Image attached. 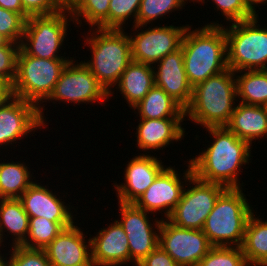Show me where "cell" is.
Returning a JSON list of instances; mask_svg holds the SVG:
<instances>
[{
	"mask_svg": "<svg viewBox=\"0 0 267 266\" xmlns=\"http://www.w3.org/2000/svg\"><path fill=\"white\" fill-rule=\"evenodd\" d=\"M213 138L207 149L202 150L195 158H190L193 175L204 182L216 183L225 188H242L239 172L241 166L249 164L251 146L238 138L226 127H209Z\"/></svg>",
	"mask_w": 267,
	"mask_h": 266,
	"instance_id": "cell-1",
	"label": "cell"
},
{
	"mask_svg": "<svg viewBox=\"0 0 267 266\" xmlns=\"http://www.w3.org/2000/svg\"><path fill=\"white\" fill-rule=\"evenodd\" d=\"M223 24L210 22L191 30L188 25L181 47L187 79L192 87L228 68Z\"/></svg>",
	"mask_w": 267,
	"mask_h": 266,
	"instance_id": "cell-2",
	"label": "cell"
},
{
	"mask_svg": "<svg viewBox=\"0 0 267 266\" xmlns=\"http://www.w3.org/2000/svg\"><path fill=\"white\" fill-rule=\"evenodd\" d=\"M236 74L230 68L193 87L185 117L204 128L225 127L237 102Z\"/></svg>",
	"mask_w": 267,
	"mask_h": 266,
	"instance_id": "cell-3",
	"label": "cell"
},
{
	"mask_svg": "<svg viewBox=\"0 0 267 266\" xmlns=\"http://www.w3.org/2000/svg\"><path fill=\"white\" fill-rule=\"evenodd\" d=\"M91 29L84 44L90 47L92 58L83 63L112 97L111 88L116 87L132 61L130 38L124 29Z\"/></svg>",
	"mask_w": 267,
	"mask_h": 266,
	"instance_id": "cell-4",
	"label": "cell"
},
{
	"mask_svg": "<svg viewBox=\"0 0 267 266\" xmlns=\"http://www.w3.org/2000/svg\"><path fill=\"white\" fill-rule=\"evenodd\" d=\"M242 190L227 188L207 216L202 231L212 246H242L246 225L253 213Z\"/></svg>",
	"mask_w": 267,
	"mask_h": 266,
	"instance_id": "cell-5",
	"label": "cell"
},
{
	"mask_svg": "<svg viewBox=\"0 0 267 266\" xmlns=\"http://www.w3.org/2000/svg\"><path fill=\"white\" fill-rule=\"evenodd\" d=\"M67 58L41 59L27 55L21 48L19 50L16 77L11 86L12 96L34 103L39 108V116L44 125H46L43 111L45 106L42 102L52 94L63 69L72 59V57Z\"/></svg>",
	"mask_w": 267,
	"mask_h": 266,
	"instance_id": "cell-6",
	"label": "cell"
},
{
	"mask_svg": "<svg viewBox=\"0 0 267 266\" xmlns=\"http://www.w3.org/2000/svg\"><path fill=\"white\" fill-rule=\"evenodd\" d=\"M252 19L223 26L227 40V64L234 72L267 70V28Z\"/></svg>",
	"mask_w": 267,
	"mask_h": 266,
	"instance_id": "cell-7",
	"label": "cell"
},
{
	"mask_svg": "<svg viewBox=\"0 0 267 266\" xmlns=\"http://www.w3.org/2000/svg\"><path fill=\"white\" fill-rule=\"evenodd\" d=\"M70 21L74 23L69 9L49 15L29 16L20 48L27 55L41 59H67L60 54L58 56V53L61 46L64 47Z\"/></svg>",
	"mask_w": 267,
	"mask_h": 266,
	"instance_id": "cell-8",
	"label": "cell"
},
{
	"mask_svg": "<svg viewBox=\"0 0 267 266\" xmlns=\"http://www.w3.org/2000/svg\"><path fill=\"white\" fill-rule=\"evenodd\" d=\"M188 182L190 186L185 185L180 201L167 220L180 228L202 230L218 197L227 188L220 184L204 182L194 175Z\"/></svg>",
	"mask_w": 267,
	"mask_h": 266,
	"instance_id": "cell-9",
	"label": "cell"
},
{
	"mask_svg": "<svg viewBox=\"0 0 267 266\" xmlns=\"http://www.w3.org/2000/svg\"><path fill=\"white\" fill-rule=\"evenodd\" d=\"M109 93L98 82L90 69L83 63L71 59L63 69L55 88L45 101H60L79 103H94L106 101Z\"/></svg>",
	"mask_w": 267,
	"mask_h": 266,
	"instance_id": "cell-10",
	"label": "cell"
},
{
	"mask_svg": "<svg viewBox=\"0 0 267 266\" xmlns=\"http://www.w3.org/2000/svg\"><path fill=\"white\" fill-rule=\"evenodd\" d=\"M187 26H154L146 28L147 25H133V35H128L131 43L132 60L149 65L159 62L166 55L176 51L181 47L183 35ZM140 28H143L140 30ZM138 29V30H137ZM138 31V33H137ZM141 31V32H139Z\"/></svg>",
	"mask_w": 267,
	"mask_h": 266,
	"instance_id": "cell-11",
	"label": "cell"
},
{
	"mask_svg": "<svg viewBox=\"0 0 267 266\" xmlns=\"http://www.w3.org/2000/svg\"><path fill=\"white\" fill-rule=\"evenodd\" d=\"M158 246L179 266H197L213 247L202 230L180 228L163 218Z\"/></svg>",
	"mask_w": 267,
	"mask_h": 266,
	"instance_id": "cell-12",
	"label": "cell"
},
{
	"mask_svg": "<svg viewBox=\"0 0 267 266\" xmlns=\"http://www.w3.org/2000/svg\"><path fill=\"white\" fill-rule=\"evenodd\" d=\"M118 203L121 221H117L122 226L129 241L130 262L137 266L159 245L162 218L154 219V226L147 215L150 214L149 212L138 208L134 203Z\"/></svg>",
	"mask_w": 267,
	"mask_h": 266,
	"instance_id": "cell-13",
	"label": "cell"
},
{
	"mask_svg": "<svg viewBox=\"0 0 267 266\" xmlns=\"http://www.w3.org/2000/svg\"><path fill=\"white\" fill-rule=\"evenodd\" d=\"M187 162L188 169L184 170L183 178H180L182 175L175 168L166 166L134 204L151 214L164 212L166 220L180 201L184 184L187 182L188 185V180L193 175L191 164Z\"/></svg>",
	"mask_w": 267,
	"mask_h": 266,
	"instance_id": "cell-14",
	"label": "cell"
},
{
	"mask_svg": "<svg viewBox=\"0 0 267 266\" xmlns=\"http://www.w3.org/2000/svg\"><path fill=\"white\" fill-rule=\"evenodd\" d=\"M44 126L34 103L12 96L0 107V148L16 144Z\"/></svg>",
	"mask_w": 267,
	"mask_h": 266,
	"instance_id": "cell-15",
	"label": "cell"
},
{
	"mask_svg": "<svg viewBox=\"0 0 267 266\" xmlns=\"http://www.w3.org/2000/svg\"><path fill=\"white\" fill-rule=\"evenodd\" d=\"M75 223L64 228L43 249L51 266H93L91 235L88 241L85 240V234Z\"/></svg>",
	"mask_w": 267,
	"mask_h": 266,
	"instance_id": "cell-16",
	"label": "cell"
},
{
	"mask_svg": "<svg viewBox=\"0 0 267 266\" xmlns=\"http://www.w3.org/2000/svg\"><path fill=\"white\" fill-rule=\"evenodd\" d=\"M164 168L162 160L147 153L132 158L124 170L125 183L114 184L118 201L135 203Z\"/></svg>",
	"mask_w": 267,
	"mask_h": 266,
	"instance_id": "cell-17",
	"label": "cell"
},
{
	"mask_svg": "<svg viewBox=\"0 0 267 266\" xmlns=\"http://www.w3.org/2000/svg\"><path fill=\"white\" fill-rule=\"evenodd\" d=\"M156 64L157 67L153 66L155 85L162 88L185 110L191 103L193 87L186 76L182 47L154 65Z\"/></svg>",
	"mask_w": 267,
	"mask_h": 266,
	"instance_id": "cell-18",
	"label": "cell"
},
{
	"mask_svg": "<svg viewBox=\"0 0 267 266\" xmlns=\"http://www.w3.org/2000/svg\"><path fill=\"white\" fill-rule=\"evenodd\" d=\"M91 251L93 266L130 264L129 241L117 220L91 238Z\"/></svg>",
	"mask_w": 267,
	"mask_h": 266,
	"instance_id": "cell-19",
	"label": "cell"
},
{
	"mask_svg": "<svg viewBox=\"0 0 267 266\" xmlns=\"http://www.w3.org/2000/svg\"><path fill=\"white\" fill-rule=\"evenodd\" d=\"M36 181L20 196L25 212L29 217H44L53 222H74L70 205Z\"/></svg>",
	"mask_w": 267,
	"mask_h": 266,
	"instance_id": "cell-20",
	"label": "cell"
},
{
	"mask_svg": "<svg viewBox=\"0 0 267 266\" xmlns=\"http://www.w3.org/2000/svg\"><path fill=\"white\" fill-rule=\"evenodd\" d=\"M136 126L137 147L140 150H163L173 141H181L185 128L181 123L186 118L143 119Z\"/></svg>",
	"mask_w": 267,
	"mask_h": 266,
	"instance_id": "cell-21",
	"label": "cell"
},
{
	"mask_svg": "<svg viewBox=\"0 0 267 266\" xmlns=\"http://www.w3.org/2000/svg\"><path fill=\"white\" fill-rule=\"evenodd\" d=\"M225 127L252 146V141L267 136V111L264 106L239 102Z\"/></svg>",
	"mask_w": 267,
	"mask_h": 266,
	"instance_id": "cell-22",
	"label": "cell"
},
{
	"mask_svg": "<svg viewBox=\"0 0 267 266\" xmlns=\"http://www.w3.org/2000/svg\"><path fill=\"white\" fill-rule=\"evenodd\" d=\"M155 85L153 65L131 61L116 86L130 108L141 101Z\"/></svg>",
	"mask_w": 267,
	"mask_h": 266,
	"instance_id": "cell-23",
	"label": "cell"
},
{
	"mask_svg": "<svg viewBox=\"0 0 267 266\" xmlns=\"http://www.w3.org/2000/svg\"><path fill=\"white\" fill-rule=\"evenodd\" d=\"M7 231L13 236L12 246H20L28 235L29 215L19 198L0 199V247Z\"/></svg>",
	"mask_w": 267,
	"mask_h": 266,
	"instance_id": "cell-24",
	"label": "cell"
},
{
	"mask_svg": "<svg viewBox=\"0 0 267 266\" xmlns=\"http://www.w3.org/2000/svg\"><path fill=\"white\" fill-rule=\"evenodd\" d=\"M132 110L143 119L185 118V110L162 88L154 85Z\"/></svg>",
	"mask_w": 267,
	"mask_h": 266,
	"instance_id": "cell-25",
	"label": "cell"
},
{
	"mask_svg": "<svg viewBox=\"0 0 267 266\" xmlns=\"http://www.w3.org/2000/svg\"><path fill=\"white\" fill-rule=\"evenodd\" d=\"M251 214L241 246L249 266H267V220Z\"/></svg>",
	"mask_w": 267,
	"mask_h": 266,
	"instance_id": "cell-26",
	"label": "cell"
},
{
	"mask_svg": "<svg viewBox=\"0 0 267 266\" xmlns=\"http://www.w3.org/2000/svg\"><path fill=\"white\" fill-rule=\"evenodd\" d=\"M235 74L237 101L241 99L239 102L247 105L267 104V70H243Z\"/></svg>",
	"mask_w": 267,
	"mask_h": 266,
	"instance_id": "cell-27",
	"label": "cell"
},
{
	"mask_svg": "<svg viewBox=\"0 0 267 266\" xmlns=\"http://www.w3.org/2000/svg\"><path fill=\"white\" fill-rule=\"evenodd\" d=\"M26 163L21 161L0 163V199L20 198L34 182Z\"/></svg>",
	"mask_w": 267,
	"mask_h": 266,
	"instance_id": "cell-28",
	"label": "cell"
},
{
	"mask_svg": "<svg viewBox=\"0 0 267 266\" xmlns=\"http://www.w3.org/2000/svg\"><path fill=\"white\" fill-rule=\"evenodd\" d=\"M74 222H53L44 217H29V231L20 245L29 249H44L59 233Z\"/></svg>",
	"mask_w": 267,
	"mask_h": 266,
	"instance_id": "cell-29",
	"label": "cell"
},
{
	"mask_svg": "<svg viewBox=\"0 0 267 266\" xmlns=\"http://www.w3.org/2000/svg\"><path fill=\"white\" fill-rule=\"evenodd\" d=\"M109 4L110 0H78L70 9L74 23L81 26L85 19L83 22H87L90 28L108 29Z\"/></svg>",
	"mask_w": 267,
	"mask_h": 266,
	"instance_id": "cell-30",
	"label": "cell"
},
{
	"mask_svg": "<svg viewBox=\"0 0 267 266\" xmlns=\"http://www.w3.org/2000/svg\"><path fill=\"white\" fill-rule=\"evenodd\" d=\"M186 2L187 0H141L137 14V25L151 24L156 19L174 12V10L179 11Z\"/></svg>",
	"mask_w": 267,
	"mask_h": 266,
	"instance_id": "cell-31",
	"label": "cell"
},
{
	"mask_svg": "<svg viewBox=\"0 0 267 266\" xmlns=\"http://www.w3.org/2000/svg\"><path fill=\"white\" fill-rule=\"evenodd\" d=\"M197 266H249L241 247L213 246Z\"/></svg>",
	"mask_w": 267,
	"mask_h": 266,
	"instance_id": "cell-32",
	"label": "cell"
},
{
	"mask_svg": "<svg viewBox=\"0 0 267 266\" xmlns=\"http://www.w3.org/2000/svg\"><path fill=\"white\" fill-rule=\"evenodd\" d=\"M141 0H110L108 13V29H123L126 20L132 16L137 25V14Z\"/></svg>",
	"mask_w": 267,
	"mask_h": 266,
	"instance_id": "cell-33",
	"label": "cell"
},
{
	"mask_svg": "<svg viewBox=\"0 0 267 266\" xmlns=\"http://www.w3.org/2000/svg\"><path fill=\"white\" fill-rule=\"evenodd\" d=\"M193 3L202 2L205 3V0H191ZM214 2L215 10L221 12V15L225 17L226 22L235 23L239 21H244L252 19L257 14L245 0H211Z\"/></svg>",
	"mask_w": 267,
	"mask_h": 266,
	"instance_id": "cell-34",
	"label": "cell"
},
{
	"mask_svg": "<svg viewBox=\"0 0 267 266\" xmlns=\"http://www.w3.org/2000/svg\"><path fill=\"white\" fill-rule=\"evenodd\" d=\"M25 23L26 20L19 13L0 7V34L10 42L21 43Z\"/></svg>",
	"mask_w": 267,
	"mask_h": 266,
	"instance_id": "cell-35",
	"label": "cell"
},
{
	"mask_svg": "<svg viewBox=\"0 0 267 266\" xmlns=\"http://www.w3.org/2000/svg\"><path fill=\"white\" fill-rule=\"evenodd\" d=\"M9 254V266H51L43 249H29L12 246Z\"/></svg>",
	"mask_w": 267,
	"mask_h": 266,
	"instance_id": "cell-36",
	"label": "cell"
},
{
	"mask_svg": "<svg viewBox=\"0 0 267 266\" xmlns=\"http://www.w3.org/2000/svg\"><path fill=\"white\" fill-rule=\"evenodd\" d=\"M20 44L9 42L0 46V81L12 86L16 77L17 56Z\"/></svg>",
	"mask_w": 267,
	"mask_h": 266,
	"instance_id": "cell-37",
	"label": "cell"
},
{
	"mask_svg": "<svg viewBox=\"0 0 267 266\" xmlns=\"http://www.w3.org/2000/svg\"><path fill=\"white\" fill-rule=\"evenodd\" d=\"M23 9L30 15H49L63 8L57 0H21Z\"/></svg>",
	"mask_w": 267,
	"mask_h": 266,
	"instance_id": "cell-38",
	"label": "cell"
},
{
	"mask_svg": "<svg viewBox=\"0 0 267 266\" xmlns=\"http://www.w3.org/2000/svg\"><path fill=\"white\" fill-rule=\"evenodd\" d=\"M137 266H179L166 251L157 246Z\"/></svg>",
	"mask_w": 267,
	"mask_h": 266,
	"instance_id": "cell-39",
	"label": "cell"
},
{
	"mask_svg": "<svg viewBox=\"0 0 267 266\" xmlns=\"http://www.w3.org/2000/svg\"><path fill=\"white\" fill-rule=\"evenodd\" d=\"M0 7L19 13L25 20L30 16L24 9L21 0H0Z\"/></svg>",
	"mask_w": 267,
	"mask_h": 266,
	"instance_id": "cell-40",
	"label": "cell"
},
{
	"mask_svg": "<svg viewBox=\"0 0 267 266\" xmlns=\"http://www.w3.org/2000/svg\"><path fill=\"white\" fill-rule=\"evenodd\" d=\"M12 97V88L6 82L0 81V107Z\"/></svg>",
	"mask_w": 267,
	"mask_h": 266,
	"instance_id": "cell-41",
	"label": "cell"
},
{
	"mask_svg": "<svg viewBox=\"0 0 267 266\" xmlns=\"http://www.w3.org/2000/svg\"><path fill=\"white\" fill-rule=\"evenodd\" d=\"M78 0H57V2L59 3V5L63 8V9H71Z\"/></svg>",
	"mask_w": 267,
	"mask_h": 266,
	"instance_id": "cell-42",
	"label": "cell"
},
{
	"mask_svg": "<svg viewBox=\"0 0 267 266\" xmlns=\"http://www.w3.org/2000/svg\"><path fill=\"white\" fill-rule=\"evenodd\" d=\"M247 4L255 11L258 4H266L267 0H245ZM256 5V6H255Z\"/></svg>",
	"mask_w": 267,
	"mask_h": 266,
	"instance_id": "cell-43",
	"label": "cell"
},
{
	"mask_svg": "<svg viewBox=\"0 0 267 266\" xmlns=\"http://www.w3.org/2000/svg\"><path fill=\"white\" fill-rule=\"evenodd\" d=\"M1 252V251H0ZM0 266H9V260H7V257L0 253Z\"/></svg>",
	"mask_w": 267,
	"mask_h": 266,
	"instance_id": "cell-44",
	"label": "cell"
},
{
	"mask_svg": "<svg viewBox=\"0 0 267 266\" xmlns=\"http://www.w3.org/2000/svg\"><path fill=\"white\" fill-rule=\"evenodd\" d=\"M10 41L3 36L2 34H0V46H6Z\"/></svg>",
	"mask_w": 267,
	"mask_h": 266,
	"instance_id": "cell-45",
	"label": "cell"
}]
</instances>
